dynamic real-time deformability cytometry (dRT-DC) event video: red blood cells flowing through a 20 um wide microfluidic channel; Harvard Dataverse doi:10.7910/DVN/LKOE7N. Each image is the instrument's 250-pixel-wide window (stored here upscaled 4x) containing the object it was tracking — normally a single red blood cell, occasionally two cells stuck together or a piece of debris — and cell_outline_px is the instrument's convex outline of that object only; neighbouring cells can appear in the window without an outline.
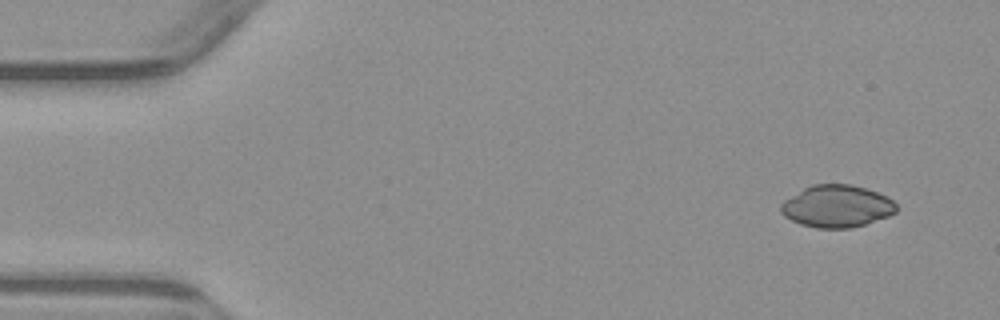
{"species": "common noctule bat (a hibernating species)", "species_latin": "Nyctalus noctula", "temperature_condition": "warm", "stored_images_in_passage": 4, "camera_frame_rate_fps": 3000, "um_per_image_px": 0.085, "animal": {"sex": "male", "body_mass_g": 23.1, "forearm_length_mm": 52.7}, "frame": {"image": 1, "passage_image": 1, "time_ms": 0.0, "image_size_px": [1000, 320], "cell_outline_px": [[896, 212], [888, 216], [852, 228], [816, 228], [800, 224], [784, 216], [780, 212], [780, 204], [784, 200], [804, 188], [812, 184], [852, 184], [888, 196], [896, 204]], "centroid_in_image_um": [71.11, 17.53], "position_along_channel_um": 13.9, "area_um2": 28.38}}